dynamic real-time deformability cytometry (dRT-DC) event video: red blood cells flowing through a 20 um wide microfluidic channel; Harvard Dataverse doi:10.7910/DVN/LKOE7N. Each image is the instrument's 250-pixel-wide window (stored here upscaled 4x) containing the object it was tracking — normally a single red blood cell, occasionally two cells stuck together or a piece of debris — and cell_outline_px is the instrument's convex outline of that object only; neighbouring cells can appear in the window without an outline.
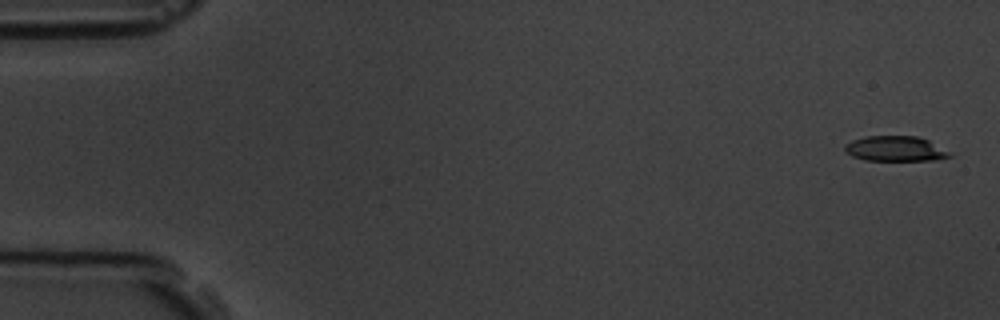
{"species": "common noctule bat (a hibernating species)", "species_latin": "Nyctalus noctula", "temperature_condition": "room temperature", "stored_images_in_passage": 8, "camera_frame_rate_fps": 3000, "um_per_image_px": 0.085, "animal": {"sex": "male", "body_mass_g": 19.5, "forearm_length_mm": 54.6}, "frame": {"image": 1, "passage_image": 1, "time_ms": 0.0, "image_size_px": [1000, 320], "cell_outline_px": [[952, 156], [940, 160], [864, 160], [852, 156], [844, 152], [844, 144], [852, 140], [868, 136], [916, 136], [928, 140], [952, 152]], "centroid_in_image_um": [76.12, 12.64], "position_along_channel_um": 8.9, "area_um2": 15.55}}
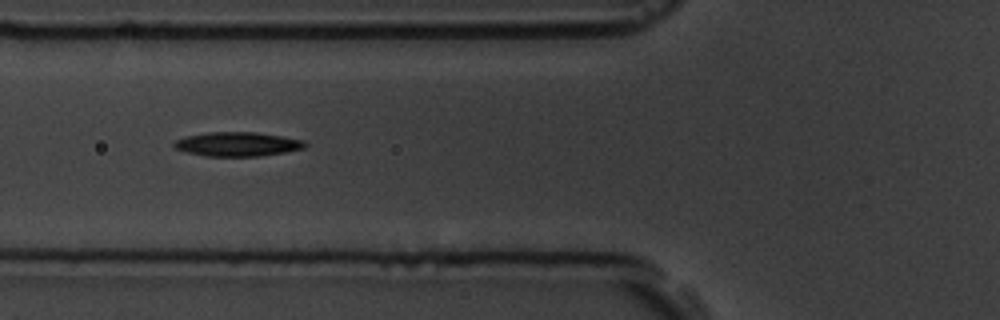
{"frame": {"image": 2, "passage_image": 6, "time_ms": 6.667, "image_size_px": [1000, 320], "cell_outline_px": [[308, 144], [304, 148], [284, 152], [260, 156], [208, 156], [188, 152], [176, 148], [172, 144], [176, 140], [184, 136], [208, 132], [256, 132], [304, 140]], "centroid_in_image_um": [20.19, 12.24], "position_along_channel_um": 105.6, "area_um2": 18.32}}
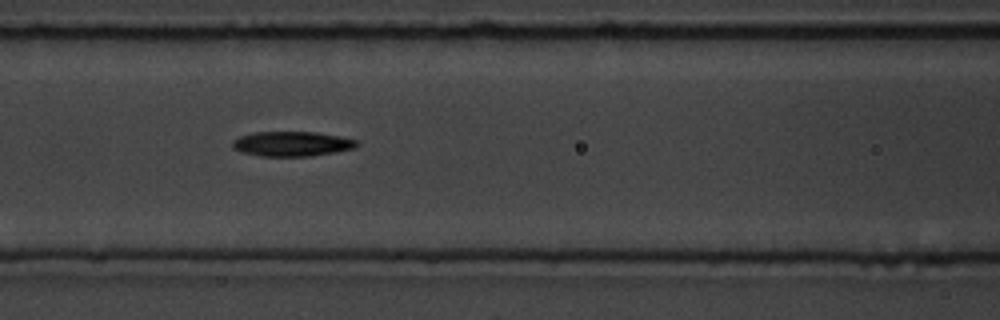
{"frame": {"image": 3, "passage_image": 7, "time_ms": 7.667, "image_size_px": [1000, 320], "cell_outline_px": [[360, 144], [356, 148], [336, 152], [312, 156], [260, 156], [240, 152], [232, 148], [232, 140], [240, 136], [252, 132], [316, 132], [356, 140]], "centroid_in_image_um": [24.78, 12.23], "position_along_channel_um": 141.8, "area_um2": 18.09}}